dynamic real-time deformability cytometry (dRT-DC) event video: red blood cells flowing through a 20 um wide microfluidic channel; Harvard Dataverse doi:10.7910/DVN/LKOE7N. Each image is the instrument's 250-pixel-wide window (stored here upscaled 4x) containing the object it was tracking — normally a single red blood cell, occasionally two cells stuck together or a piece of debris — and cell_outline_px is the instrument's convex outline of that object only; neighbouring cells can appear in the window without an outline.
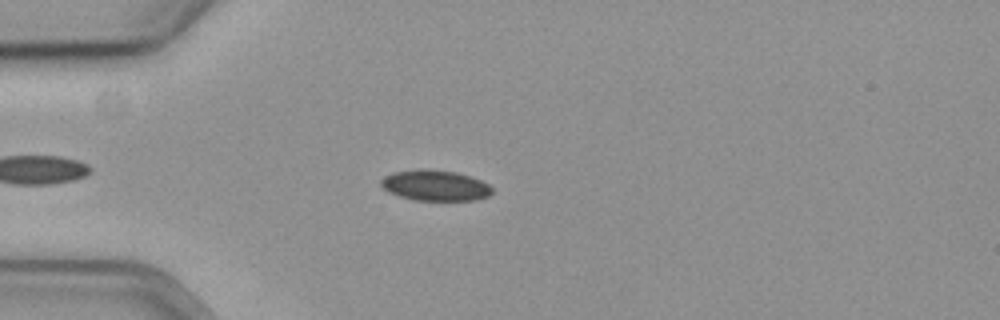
{"species": "common noctule bat (a hibernating species)", "species_latin": "Nyctalus noctula", "temperature_condition": "cold", "stored_images_in_passage": 50, "camera_frame_rate_fps": 3000, "um_per_image_px": 0.085, "animal": {"sex": "female", "body_mass_g": 19.3, "forearm_length_mm": 54.1}, "frame": {"image": 1, "passage_image": 8, "time_ms": 2.333, "image_size_px": [1000, 320], "cell_outline_px": [[492, 192], [488, 196], [476, 200], [412, 200], [388, 192], [380, 184], [380, 180], [384, 176], [392, 172], [456, 172], [480, 180], [488, 184], [492, 188]], "centroid_in_image_um": [37.0, 15.82], "position_along_channel_um": 48.0, "area_um2": 18.96}}
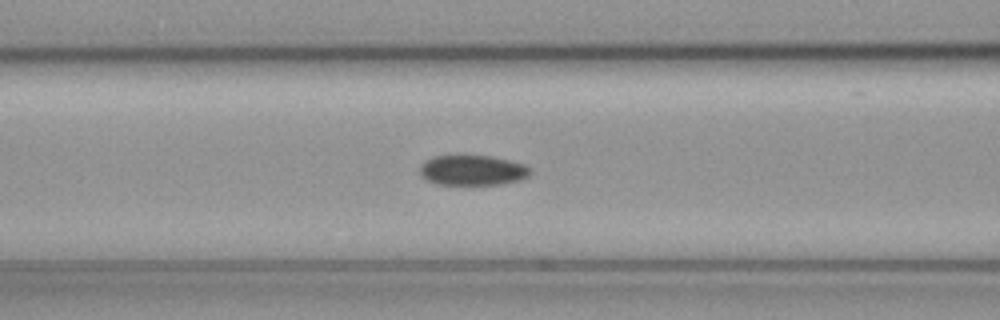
{"frame": {"image": 2, "passage_image": 16, "time_ms": 5.0, "image_size_px": [1000, 320], "cell_outline_px": [[532, 172], [528, 176], [520, 180], [500, 184], [436, 184], [424, 180], [420, 176], [420, 164], [436, 156], [492, 156], [524, 164]], "centroid_in_image_um": [40.14, 14.48], "position_along_channel_um": 126.5, "area_um2": 19.31}}
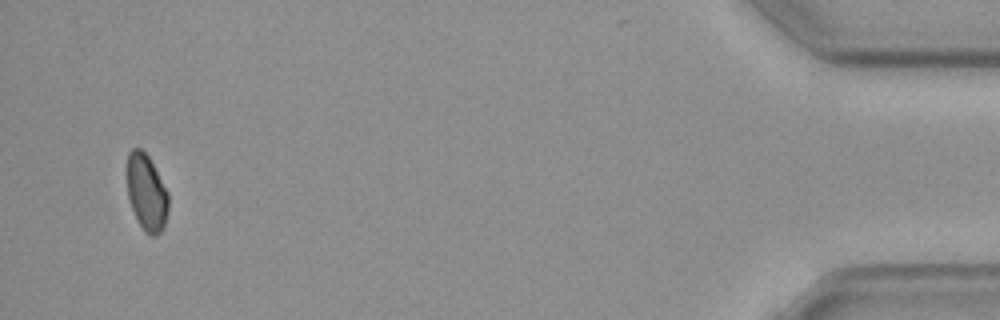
{"frame": {"image": 3, "passage_image": 48, "time_ms": 15.667, "image_size_px": [1000, 320], "cell_outline_px": [[168, 212], [164, 228], [156, 236], [152, 236], [144, 232], [132, 208], [128, 196], [128, 152], [132, 148], [140, 148], [148, 156], [168, 192]], "centroid_in_image_um": [12.48, 16.39], "position_along_channel_um": 422.7, "area_um2": 18.21}, "authors_computed_cell_mechanics": {"area_um2": 19.9988, "velocity_mm_per_s": 3.5806, "shape_relaxation_time_tau1_ms": 6.9485, "shape_relaxation_time_tau2_ms": null, "deformation_change_tau1": 0.0951, "deformation_change_tau2": null}}